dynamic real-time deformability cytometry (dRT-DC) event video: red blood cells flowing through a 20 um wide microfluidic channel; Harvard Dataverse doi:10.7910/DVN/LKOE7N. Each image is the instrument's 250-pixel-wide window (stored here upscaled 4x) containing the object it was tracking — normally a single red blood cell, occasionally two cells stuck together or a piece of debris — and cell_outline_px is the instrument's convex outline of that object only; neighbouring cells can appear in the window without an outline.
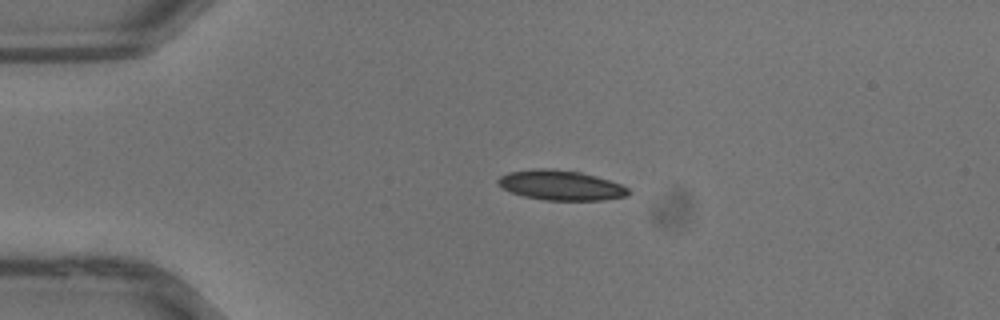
{"species": "common noctule bat (a hibernating species)", "species_latin": "Nyctalus noctula", "temperature_condition": "warm", "stored_images_in_passage": 29, "camera_frame_rate_fps": 3000, "um_per_image_px": 0.085, "animal": {"sex": "male", "body_mass_g": 13.3}, "frame": {"image": 1, "passage_image": 1, "time_ms": 0.0, "image_size_px": [1000, 320], "cell_outline_px": [[632, 192], [628, 196], [604, 200], [544, 200], [524, 196], [512, 192], [496, 184], [496, 180], [500, 176], [508, 172], [540, 168], [544, 168], [580, 172], [596, 176], [620, 184], [628, 188]], "centroid_in_image_um": [47.68, 15.75], "position_along_channel_um": 37.3, "area_um2": 22.66}}
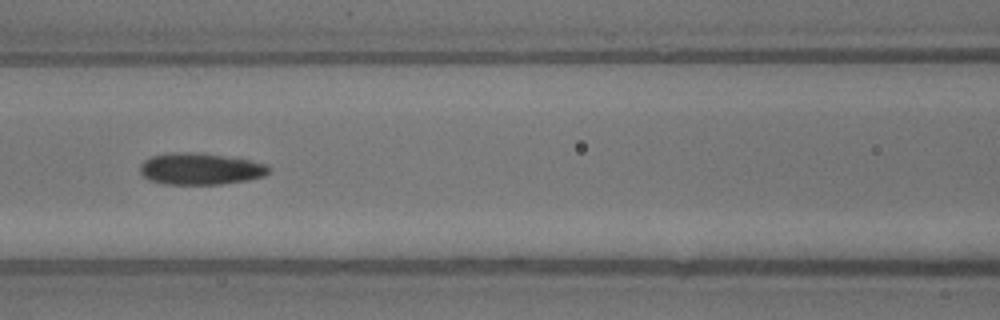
{"frame": {"image": 2, "passage_image": 9, "time_ms": 2.667, "image_size_px": [1000, 320], "cell_outline_px": [[272, 168], [264, 176], [248, 180], [220, 184], [164, 184], [148, 180], [140, 172], [140, 164], [144, 160], [152, 156], [172, 152], [196, 152], [248, 160], [268, 164]], "centroid_in_image_um": [17.02, 14.35], "position_along_channel_um": 149.6, "area_um2": 23.76}}
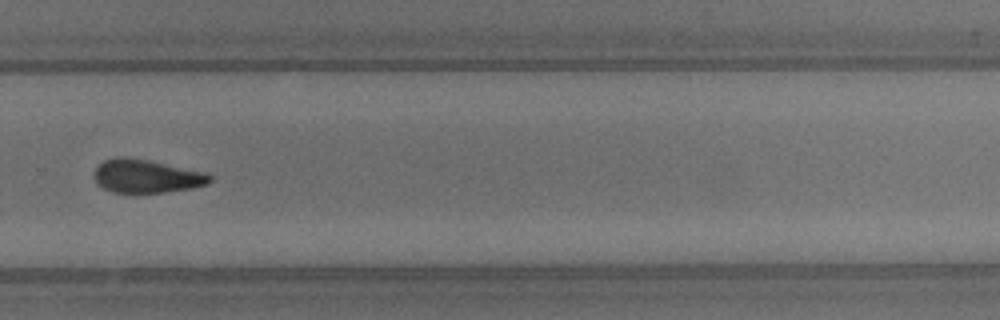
{"frame": {"image": 3, "passage_image": 18, "time_ms": 5.667, "image_size_px": [1000, 320], "cell_outline_px": [[212, 180], [208, 184], [192, 188], [164, 192], [112, 192], [96, 184], [92, 176], [92, 172], [104, 160], [116, 156], [124, 156], [148, 160], [208, 172], [212, 176]], "centroid_in_image_um": [12.44, 14.96], "position_along_channel_um": 317.4, "area_um2": 22.77}}